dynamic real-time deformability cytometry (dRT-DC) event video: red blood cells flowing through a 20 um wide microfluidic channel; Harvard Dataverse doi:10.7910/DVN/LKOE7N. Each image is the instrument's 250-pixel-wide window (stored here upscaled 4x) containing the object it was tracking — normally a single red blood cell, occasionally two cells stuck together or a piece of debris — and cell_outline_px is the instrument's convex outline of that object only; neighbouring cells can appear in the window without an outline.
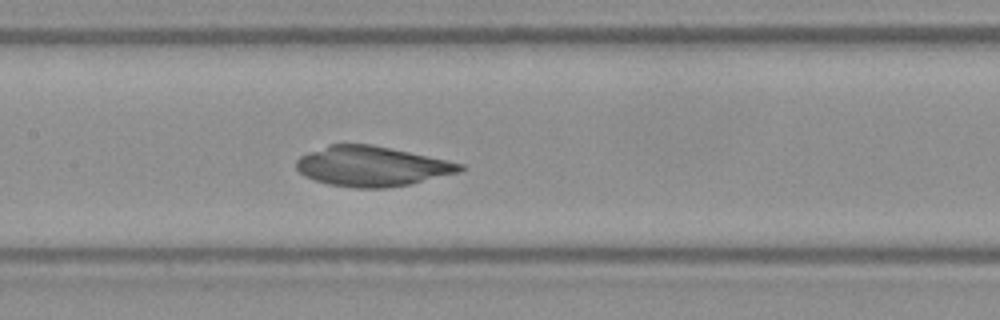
{"species": "Egyptian fruit bat (a non-hibernating species)", "species_latin": "Rousettus aegyptiacus", "temperature_condition": "warm", "stored_images_in_passage": 51, "camera_frame_rate_fps": 3000, "um_per_image_px": 0.085, "frame": {"image": 1, "passage_image": 25, "time_ms": 8.0, "image_size_px": [1000, 320], "cell_outline_px": [[468, 168], [460, 172], [408, 184], [384, 188], [356, 188], [328, 184], [304, 176], [296, 168], [296, 160], [300, 156], [308, 152], [328, 144], [372, 144], [464, 164]], "centroid_in_image_um": [31.59, 14.13], "position_along_channel_um": 175.8, "area_um2": 37.97}}
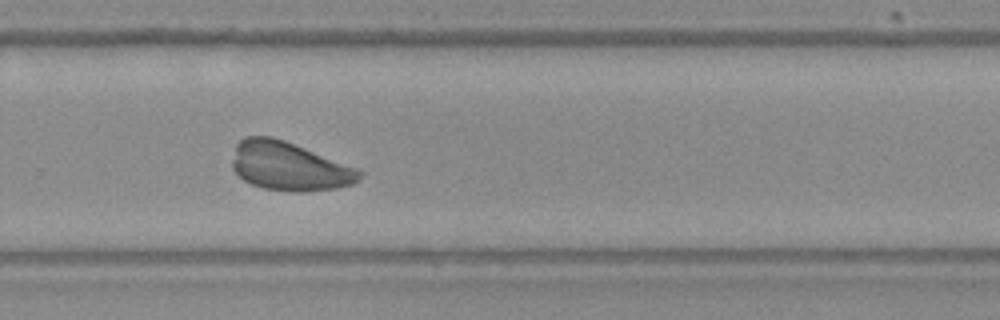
{"frame": {"image": 2, "passage_image": 35, "time_ms": 11.333, "image_size_px": [1000, 320], "cell_outline_px": [[364, 172], [352, 184], [336, 188], [304, 192], [296, 192], [264, 188], [252, 184], [244, 180], [232, 168], [232, 160], [236, 144], [244, 136], [272, 136], [284, 140], [356, 168]], "centroid_in_image_um": [24.54, 14.13], "position_along_channel_um": 305.3, "area_um2": 35.72}}
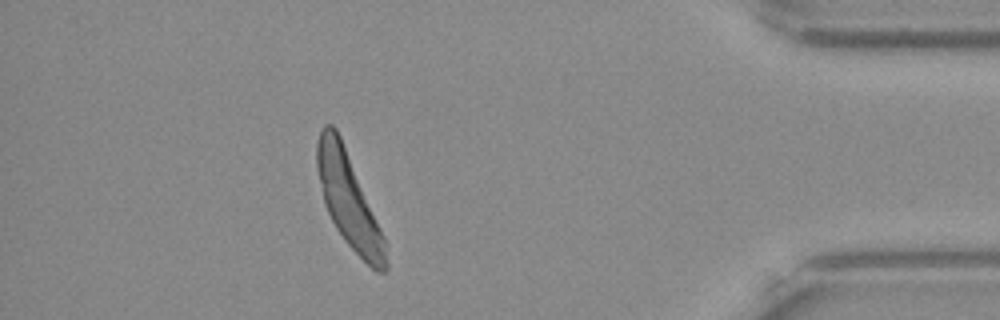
{"frame": {"image": 3, "passage_image": 46, "time_ms": 15.0, "image_size_px": [1000, 320], "cell_outline_px": [[388, 268], [384, 272], [376, 272], [344, 240], [336, 228], [324, 204], [316, 168], [316, 144], [320, 132], [324, 124], [332, 124], [336, 128], [340, 136], [384, 236], [388, 260]], "centroid_in_image_um": [29.62, 17.02], "position_along_channel_um": 405.6, "area_um2": 37.11}}